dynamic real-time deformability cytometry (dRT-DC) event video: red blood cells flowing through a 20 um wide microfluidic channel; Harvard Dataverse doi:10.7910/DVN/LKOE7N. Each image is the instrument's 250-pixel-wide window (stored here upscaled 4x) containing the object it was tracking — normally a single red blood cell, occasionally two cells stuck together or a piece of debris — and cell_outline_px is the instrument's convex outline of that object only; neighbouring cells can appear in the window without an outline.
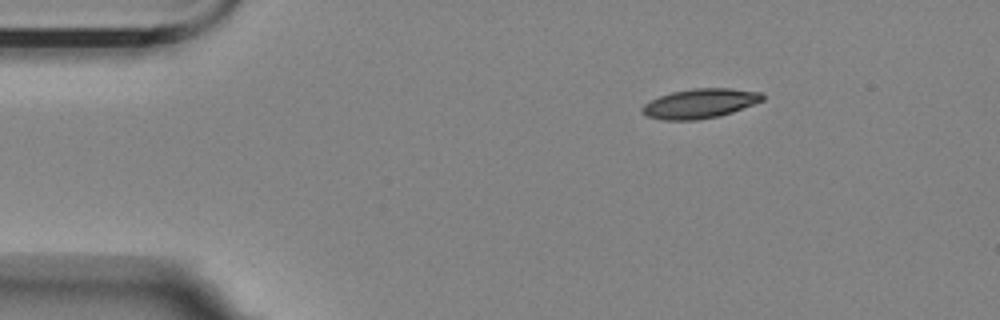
{"species": "Egyptian fruit bat (a non-hibernating species)", "species_latin": "Rousettus aegyptiacus", "temperature_condition": "room temperature", "stored_images_in_passage": 3, "camera_frame_rate_fps": 3000, "um_per_image_px": 0.085, "animal": {"sex": "female"}, "frame": {"image": 1, "passage_image": 1, "time_ms": 0.0, "image_size_px": [1000, 320], "cell_outline_px": [[764, 100], [732, 112], [720, 116], [696, 120], [660, 120], [648, 116], [640, 112], [640, 108], [644, 104], [660, 96], [672, 92], [692, 88], [728, 88], [760, 92], [764, 96]], "centroid_in_image_um": [59.47, 8.8], "position_along_channel_um": 25.5, "area_um2": 20.69}}